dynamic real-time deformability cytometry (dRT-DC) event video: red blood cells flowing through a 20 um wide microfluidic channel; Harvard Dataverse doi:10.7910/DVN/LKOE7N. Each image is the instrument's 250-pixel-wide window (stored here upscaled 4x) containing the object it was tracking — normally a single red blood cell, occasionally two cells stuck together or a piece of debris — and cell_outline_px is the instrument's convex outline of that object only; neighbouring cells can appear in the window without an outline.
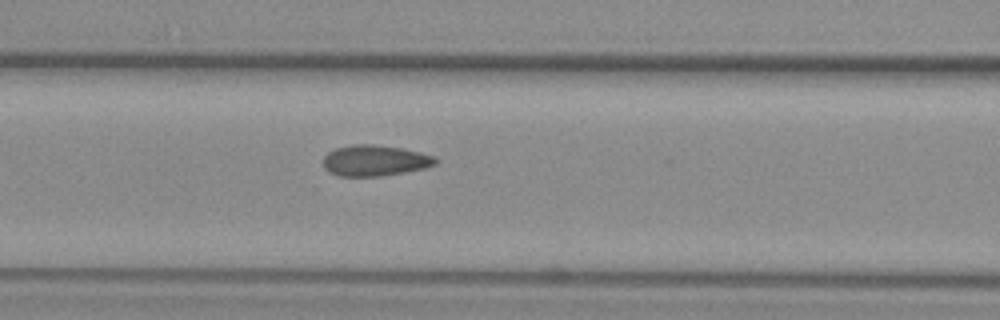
{"species": "common noctule bat (a hibernating species)", "species_latin": "Nyctalus noctula", "temperature_condition": "warm", "stored_images_in_passage": 35, "camera_frame_rate_fps": 3000, "um_per_image_px": 0.085, "animal": {"sex": "female", "body_mass_g": 29.2, "forearm_length_mm": 56.3}, "frame": {"image": 1, "passage_image": 6, "time_ms": 1.667, "image_size_px": [1000, 320], "cell_outline_px": [[436, 164], [424, 168], [404, 172], [380, 176], [340, 176], [324, 168], [324, 156], [328, 152], [336, 148], [352, 144], [372, 144], [400, 148], [420, 152], [432, 156], [436, 160]], "centroid_in_image_um": [31.84, 13.64], "position_along_channel_um": 134.8, "area_um2": 19.94}}
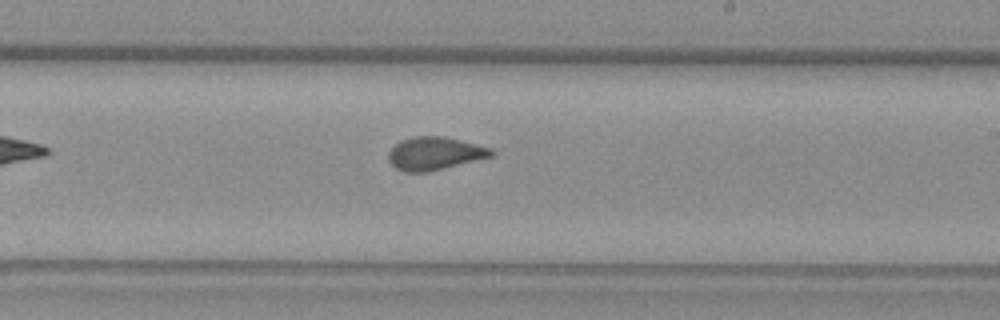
{"frame": {"image": 2, "passage_image": 15, "time_ms": 4.667, "image_size_px": [1000, 320], "cell_outline_px": [[496, 152], [492, 156], [428, 172], [404, 172], [396, 168], [388, 160], [388, 152], [400, 140], [412, 136], [444, 136], [492, 148]], "centroid_in_image_um": [36.94, 13.04], "position_along_channel_um": 252.1, "area_um2": 19.77}}
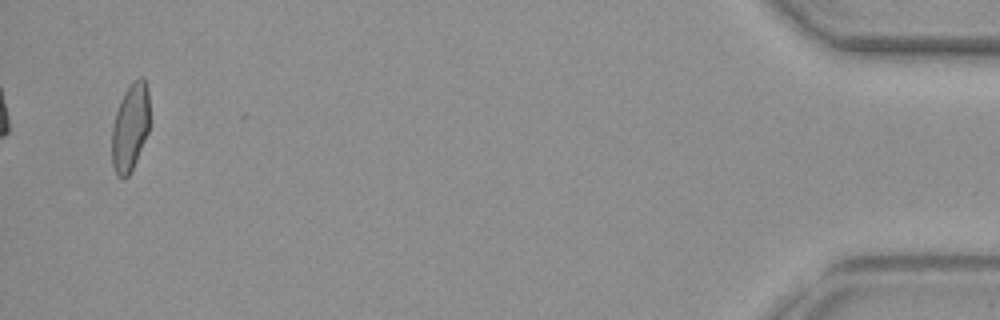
{"frame": {"image": 3, "passage_image": 35, "time_ms": 11.333, "image_size_px": [1000, 320], "cell_outline_px": [[148, 132], [136, 160], [128, 176], [116, 176], [112, 164], [112, 128], [116, 112], [120, 100], [124, 92], [132, 80], [140, 76], [144, 76], [148, 88]], "centroid_in_image_um": [11.06, 10.76], "position_along_channel_um": 424.1, "area_um2": 19.19}, "authors_computed_cell_mechanics": {"area_um2": 19.941, "velocity_mm_per_s": 3.9236, "shape_relaxation_time_tau1_ms": null, "shape_relaxation_time_tau2_ms": 0.8919, "deformation_change_tau1": null, "deformation_change_tau2": 0.0537}}